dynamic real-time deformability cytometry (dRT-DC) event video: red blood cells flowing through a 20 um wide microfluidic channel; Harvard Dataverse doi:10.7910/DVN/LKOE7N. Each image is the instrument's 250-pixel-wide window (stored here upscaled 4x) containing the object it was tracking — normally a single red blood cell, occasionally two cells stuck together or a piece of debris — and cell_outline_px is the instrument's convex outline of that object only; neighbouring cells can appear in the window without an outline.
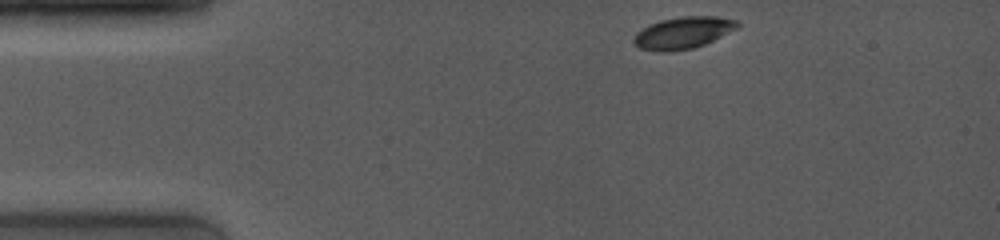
{"species": "common noctule bat (a hibernating species)", "species_latin": "Nyctalus noctula", "temperature_condition": "room temperature", "stored_images_in_passage": 39, "camera_frame_rate_fps": 4000, "um_per_image_px": 0.085, "animal": {"sex": "female", "body_mass_g": 19.0, "forearm_length_mm": 53.3}, "frame": {"image": 1, "passage_image": 1, "time_ms": 0.0, "image_size_px": [1000, 240], "cell_outline_px": [[740, 24], [736, 28], [704, 44], [692, 48], [668, 52], [656, 52], [640, 48], [632, 40], [636, 32], [648, 24], [660, 20], [684, 16], [716, 16], [736, 20]], "centroid_in_image_um": [58.0, 2.78], "position_along_channel_um": 27.0, "area_um2": 19.13}}
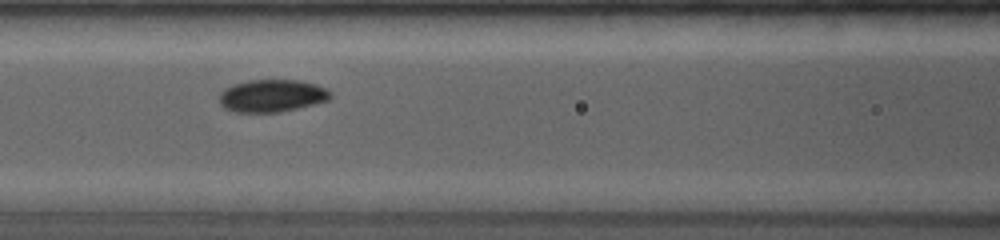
{"frame": {"image": 2, "passage_image": 15, "time_ms": 4.5, "image_size_px": [1000, 240], "cell_outline_px": [[332, 96], [328, 100], [280, 112], [236, 112], [224, 108], [220, 104], [220, 92], [224, 88], [232, 84], [248, 80], [300, 80], [316, 84], [332, 92]], "centroid_in_image_um": [23.09, 8.13], "position_along_channel_um": 143.5, "area_um2": 21.04}}
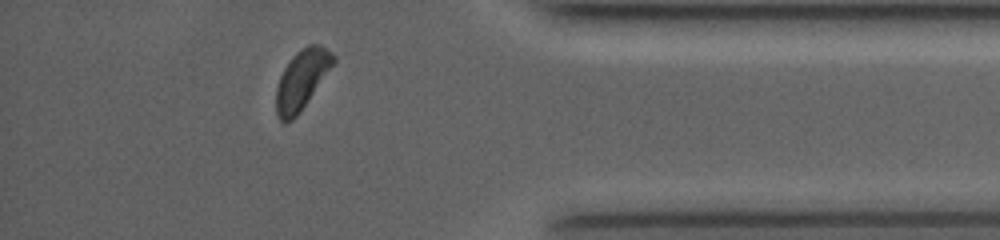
{"frame": {"image": 3, "passage_image": 36, "time_ms": 11.5, "image_size_px": [1000, 240], "cell_outline_px": [[336, 60], [300, 112], [292, 120], [284, 124], [280, 120], [276, 112], [276, 88], [280, 76], [284, 68], [292, 56], [296, 52], [308, 44], [320, 44], [332, 52], [336, 56]], "centroid_in_image_um": [25.64, 6.76], "position_along_channel_um": 409.6, "area_um2": 19.71}, "authors_computed_cell_mechanics": {"area_um2": 20.8658, "velocity_mm_per_s": 4.0013, "shape_relaxation_time_tau1_ms": 6.9487, "shape_relaxation_time_tau2_ms": null, "deformation_change_tau1": 0.1923, "deformation_change_tau2": null}}